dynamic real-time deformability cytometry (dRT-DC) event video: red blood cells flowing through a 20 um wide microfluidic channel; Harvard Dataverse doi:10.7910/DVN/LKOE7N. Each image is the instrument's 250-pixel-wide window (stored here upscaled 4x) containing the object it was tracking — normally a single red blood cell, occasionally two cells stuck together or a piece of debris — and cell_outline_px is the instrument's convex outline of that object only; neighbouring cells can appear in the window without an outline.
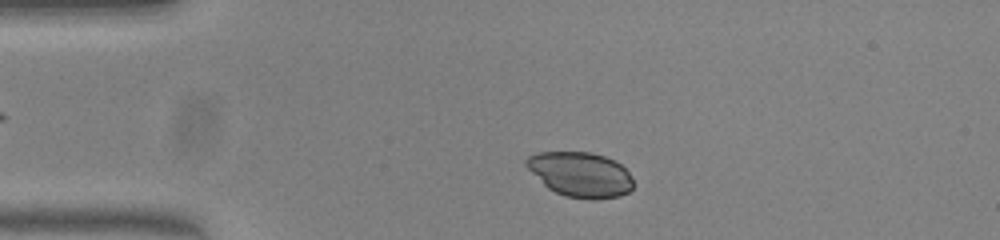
{"species": "common noctule bat (a hibernating species)", "species_latin": "Nyctalus noctula", "temperature_condition": "warm", "stored_images_in_passage": 44, "camera_frame_rate_fps": 3000, "um_per_image_px": 0.085, "animal": {"sex": "female", "body_mass_g": 23.0, "forearm_length_mm": 53.4}, "frame": {"image": 1, "passage_image": 4, "time_ms": 1.0, "image_size_px": [1000, 240], "cell_outline_px": [[632, 188], [628, 192], [620, 196], [596, 200], [592, 200], [564, 196], [548, 188], [524, 164], [524, 160], [528, 156], [536, 152], [592, 152], [604, 156], [620, 164], [628, 172], [632, 180]], "centroid_in_image_um": [49.32, 14.83], "position_along_channel_um": 35.7, "area_um2": 27.98}}
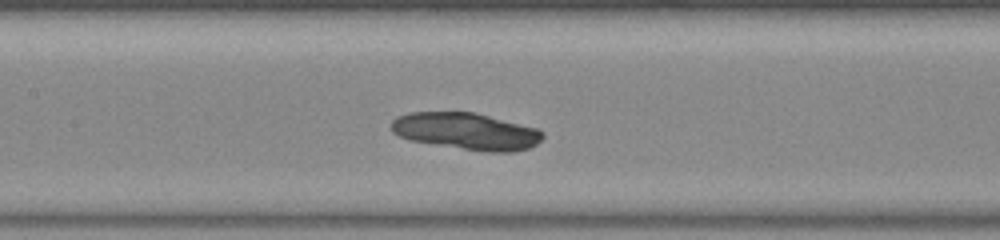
{"frame": {"image": 2, "passage_image": 17, "time_ms": 5.333, "image_size_px": [1000, 240], "cell_outline_px": [[544, 136], [536, 144], [528, 148], [512, 152], [488, 152], [408, 140], [392, 132], [392, 120], [396, 116], [408, 112], [476, 112], [536, 128], [544, 132]], "centroid_in_image_um": [39.62, 11.14], "position_along_channel_um": 167.8, "area_um2": 32.48}}
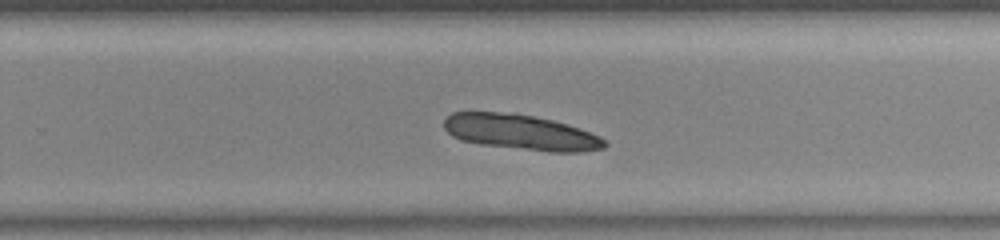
{"frame": {"image": 3, "passage_image": 26, "time_ms": 8.333, "image_size_px": [1000, 240], "cell_outline_px": [[608, 144], [604, 148], [580, 152], [548, 152], [480, 144], [460, 140], [452, 136], [444, 128], [444, 120], [452, 112], [512, 112], [552, 120], [568, 124], [580, 128], [600, 136]], "centroid_in_image_um": [44.27, 11.24], "position_along_channel_um": 285.5, "area_um2": 33.23}}